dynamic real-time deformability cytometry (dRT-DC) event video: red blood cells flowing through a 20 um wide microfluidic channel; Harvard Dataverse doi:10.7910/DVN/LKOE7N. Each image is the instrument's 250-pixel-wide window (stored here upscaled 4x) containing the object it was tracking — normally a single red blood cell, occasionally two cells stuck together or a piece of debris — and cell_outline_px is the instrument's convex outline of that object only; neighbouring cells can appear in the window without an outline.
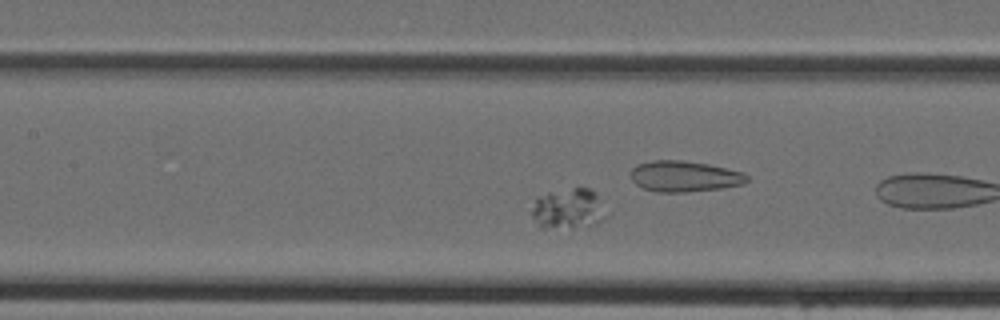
{"species": "Egyptian fruit bat (a non-hibernating species)", "species_latin": "Rousettus aegyptiacus", "temperature_condition": "cold", "stored_images_in_passage": 17, "camera_frame_rate_fps": 3000, "um_per_image_px": 0.085, "animal": {"sex": "female"}, "frame": {"image": 1, "passage_image": 12, "time_ms": 3.667, "image_size_px": [1000, 320], "cell_outline_px": [[604, 216], [600, 220], [592, 224], [572, 228], [540, 228], [532, 216], [532, 208], [536, 196], [548, 192], [572, 188], [592, 188], [596, 192]], "centroid_in_image_um": [48.21, 17.73], "position_along_channel_um": 159.2, "area_um2": 17.28}}